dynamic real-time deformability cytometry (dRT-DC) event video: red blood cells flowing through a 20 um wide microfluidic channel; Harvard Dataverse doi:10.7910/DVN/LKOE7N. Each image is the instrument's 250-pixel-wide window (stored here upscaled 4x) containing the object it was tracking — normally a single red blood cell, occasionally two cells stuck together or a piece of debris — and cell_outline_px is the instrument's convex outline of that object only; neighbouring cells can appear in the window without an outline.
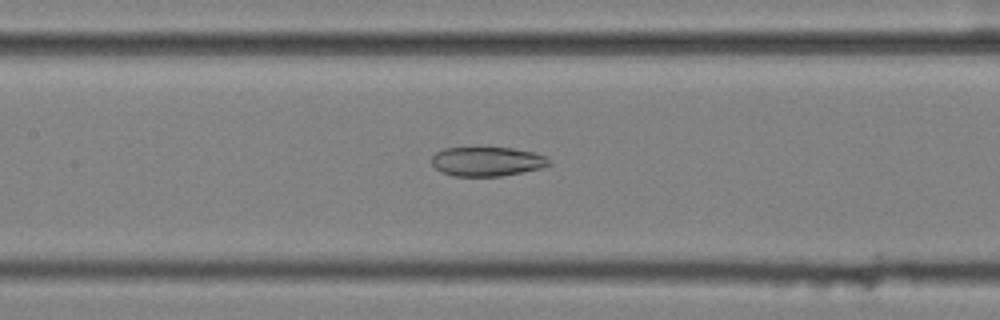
{"species": "common noctule bat (a hibernating species)", "species_latin": "Nyctalus noctula", "temperature_condition": "cold", "stored_images_in_passage": 49, "camera_frame_rate_fps": 3000, "um_per_image_px": 0.085, "animal": {"sex": "female", "body_mass_g": 25.1}, "frame": {"image": 1, "passage_image": 19, "time_ms": 6.0, "image_size_px": [1000, 320], "cell_outline_px": [[552, 164], [540, 168], [500, 176], [456, 176], [440, 172], [432, 164], [432, 156], [436, 152], [444, 148], [512, 148], [532, 152], [544, 156]], "centroid_in_image_um": [41.36, 13.73], "position_along_channel_um": 166.0, "area_um2": 19.77}}
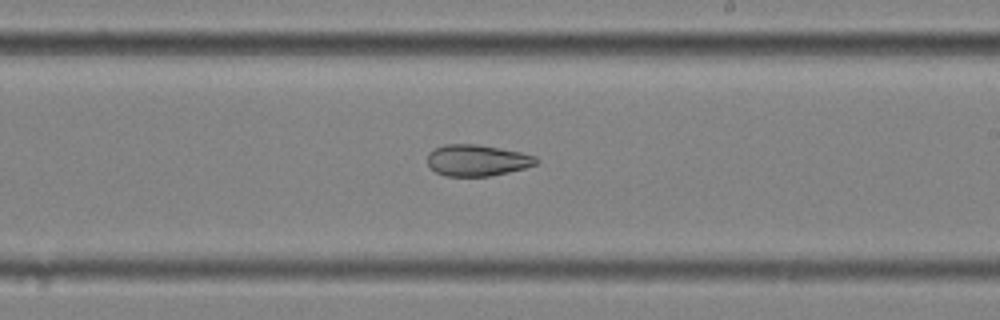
{"frame": {"image": 2, "passage_image": 26, "time_ms": 8.333, "image_size_px": [1000, 320], "cell_outline_px": [[540, 160], [536, 164], [524, 168], [492, 176], [444, 176], [436, 172], [428, 164], [428, 152], [432, 148], [444, 144], [476, 144], [500, 148], [520, 152], [536, 156]], "centroid_in_image_um": [40.54, 13.62], "position_along_channel_um": 248.5, "area_um2": 20.0}}
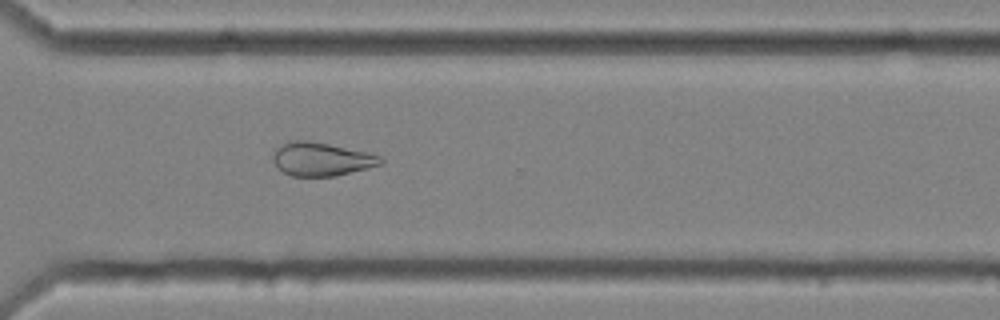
{"frame": {"image": 3, "passage_image": 34, "time_ms": 11.0, "image_size_px": [1000, 320], "cell_outline_px": [[384, 160], [380, 164], [336, 176], [292, 176], [276, 168], [272, 160], [272, 156], [276, 148], [280, 144], [288, 140], [308, 140], [368, 152], [380, 156]], "centroid_in_image_um": [27.25, 13.51], "position_along_channel_um": 343.4, "area_um2": 21.04}, "authors_computed_cell_mechanics": {"area_um2": 24.3338, "velocity_mm_per_s": 3.5398, "shape_relaxation_time_tau1_ms": null, "shape_relaxation_time_tau2_ms": 5.1486, "deformation_change_tau1": null, "deformation_change_tau2": 0.1383}}